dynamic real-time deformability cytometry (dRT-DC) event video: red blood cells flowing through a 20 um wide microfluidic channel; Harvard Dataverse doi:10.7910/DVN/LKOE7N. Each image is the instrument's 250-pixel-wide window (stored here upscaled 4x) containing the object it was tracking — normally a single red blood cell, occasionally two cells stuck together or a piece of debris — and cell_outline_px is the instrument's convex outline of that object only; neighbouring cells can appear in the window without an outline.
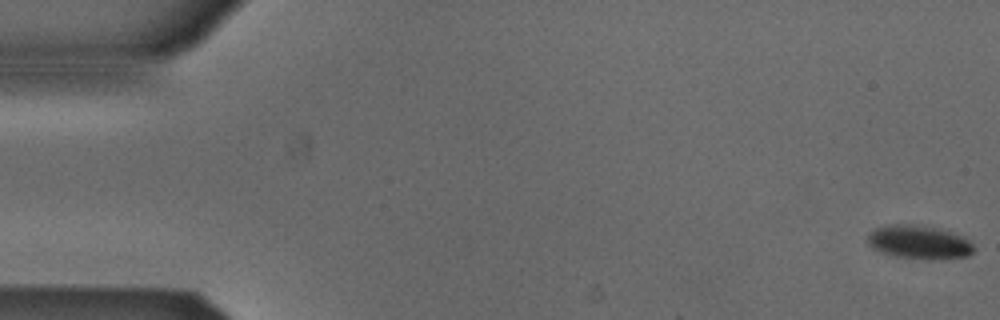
{"species": "Egyptian fruit bat (a non-hibernating species)", "species_latin": "Rousettus aegyptiacus", "temperature_condition": "cold", "stored_images_in_passage": 54, "camera_frame_rate_fps": 3000, "um_per_image_px": 0.085, "animal": {"sex": "male"}, "frame": {"image": 1, "passage_image": 1, "time_ms": 0.0, "image_size_px": [1000, 320], "cell_outline_px": [[972, 252], [968, 256], [932, 260], [928, 260], [896, 256], [880, 252], [872, 248], [868, 244], [868, 236], [876, 228], [892, 224], [912, 224], [932, 228], [948, 232], [960, 236], [968, 240], [972, 244]], "centroid_in_image_um": [78.08, 20.61], "position_along_channel_um": 6.9, "area_um2": 20.35}}
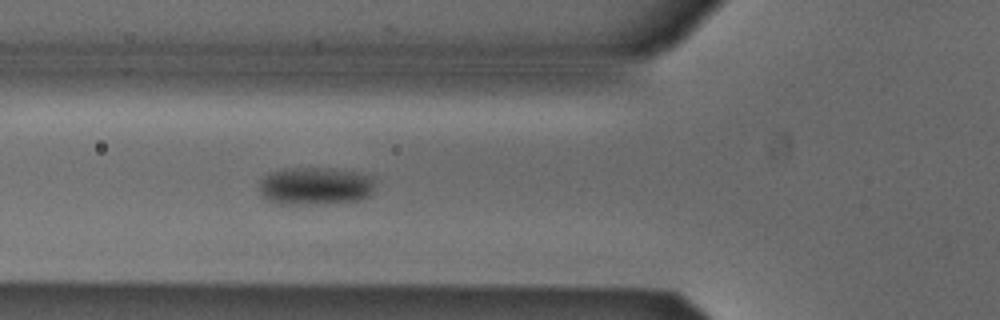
{"frame": {"image": 2, "passage_image": 20, "time_ms": 6.333, "image_size_px": [1000, 320], "cell_outline_px": [[376, 180], [372, 192], [368, 196], [360, 200], [324, 204], [280, 204], [268, 200], [260, 192], [260, 180], [264, 176], [272, 172], [292, 168], [328, 168], [356, 172], [376, 176]], "centroid_in_image_um": [26.86, 15.82], "position_along_channel_um": 98.9, "area_um2": 25.66}}
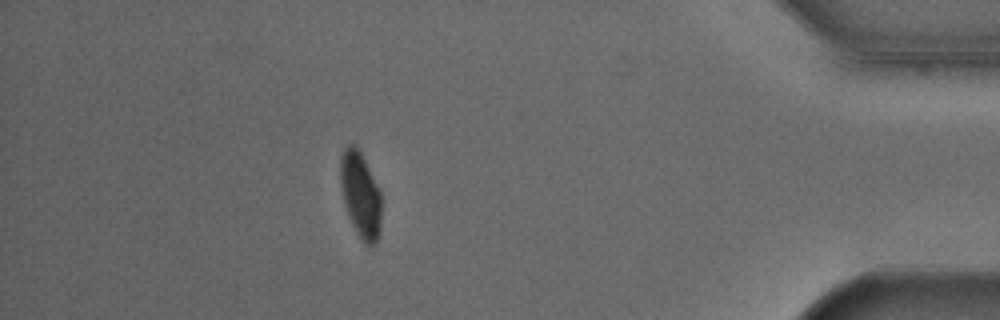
{"frame": {"image": 3, "passage_image": 48, "time_ms": 15.667, "image_size_px": [1000, 320], "cell_outline_px": [[380, 228], [376, 240], [372, 244], [364, 244], [360, 240], [348, 216], [344, 204], [340, 188], [340, 156], [344, 148], [348, 144], [356, 144], [380, 188]], "centroid_in_image_um": [30.61, 16.51], "position_along_channel_um": 404.6, "area_um2": 20.63}, "authors_computed_cell_mechanics": {"area_um2": 22.5998, "velocity_mm_per_s": 3.8094, "shape_relaxation_time_tau1_ms": 7.9255, "shape_relaxation_time_tau2_ms": null, "deformation_change_tau1": 0.1246, "deformation_change_tau2": null}}